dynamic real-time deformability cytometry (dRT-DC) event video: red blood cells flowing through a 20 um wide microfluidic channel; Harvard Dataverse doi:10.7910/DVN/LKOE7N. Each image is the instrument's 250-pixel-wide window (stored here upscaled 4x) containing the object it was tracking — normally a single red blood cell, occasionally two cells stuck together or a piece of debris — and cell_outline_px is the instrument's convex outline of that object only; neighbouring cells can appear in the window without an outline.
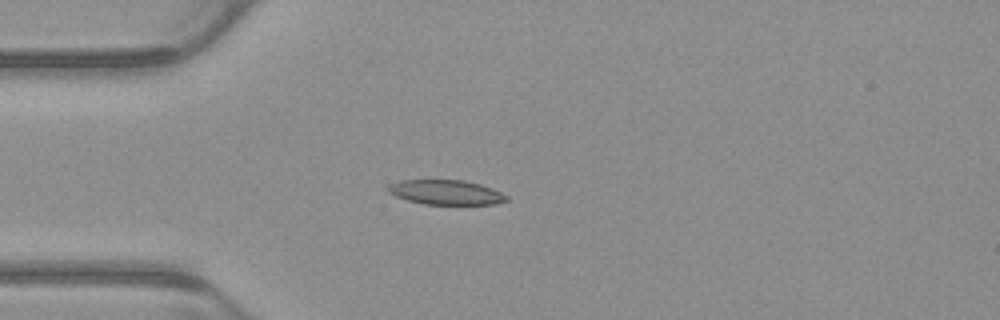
{"species": "common noctule bat (a hibernating species)", "species_latin": "Nyctalus noctula", "temperature_condition": "warm", "stored_images_in_passage": 4, "camera_frame_rate_fps": 3000, "um_per_image_px": 0.085, "animal": {"sex": "male", "body_mass_g": 23.1, "forearm_length_mm": 52.7}, "frame": {"image": 1, "passage_image": 4, "time_ms": 1.0, "image_size_px": [1000, 320], "cell_outline_px": [[508, 200], [496, 204], [424, 204], [408, 200], [396, 196], [388, 192], [384, 188], [388, 184], [400, 180], [464, 180], [480, 184], [492, 188], [508, 196]], "centroid_in_image_um": [37.87, 16.34], "position_along_channel_um": 47.1, "area_um2": 17.11}}